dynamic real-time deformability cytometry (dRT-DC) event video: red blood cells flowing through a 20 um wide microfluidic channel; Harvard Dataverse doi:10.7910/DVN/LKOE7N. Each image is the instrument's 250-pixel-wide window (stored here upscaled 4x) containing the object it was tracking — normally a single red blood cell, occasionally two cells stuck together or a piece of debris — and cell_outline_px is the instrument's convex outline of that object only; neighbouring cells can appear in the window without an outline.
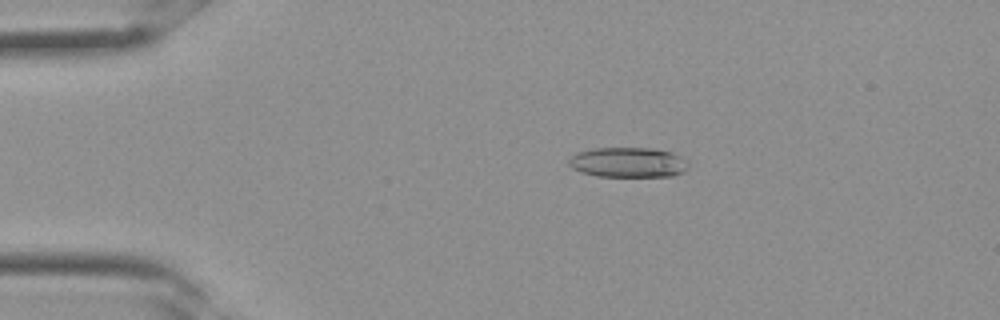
{"species": "Egyptian fruit bat (a non-hibernating species)", "species_latin": "Rousettus aegyptiacus", "temperature_condition": "room temperature", "stored_images_in_passage": 33, "camera_frame_rate_fps": 3000, "um_per_image_px": 0.085, "frame": {"image": 1, "passage_image": 7, "time_ms": 2.0, "image_size_px": [1000, 320], "cell_outline_px": [[688, 168], [684, 172], [672, 176], [596, 176], [580, 172], [572, 168], [568, 164], [568, 160], [576, 152], [592, 148], [652, 148], [672, 152], [688, 160]], "centroid_in_image_um": [53.39, 13.8], "position_along_channel_um": 31.6, "area_um2": 21.15}}
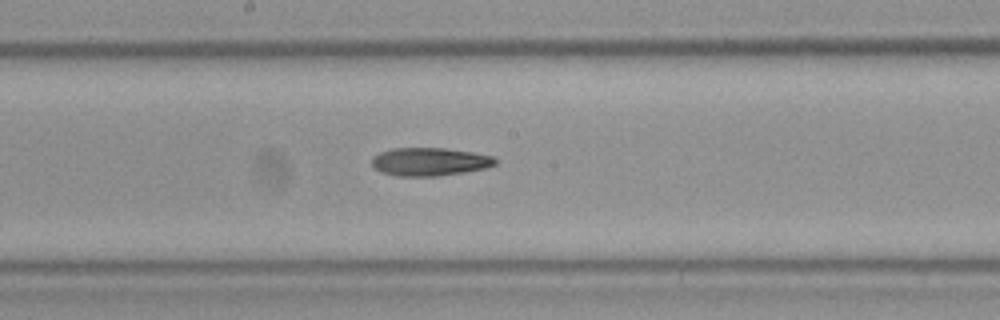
{"frame": {"image": 2, "passage_image": 18, "time_ms": 5.667, "image_size_px": [1000, 320], "cell_outline_px": [[496, 164], [488, 168], [464, 172], [436, 176], [396, 176], [380, 172], [372, 168], [372, 156], [380, 152], [392, 148], [444, 148], [472, 152], [496, 156]], "centroid_in_image_um": [36.51, 13.75], "position_along_channel_um": 211.7, "area_um2": 20.52}}
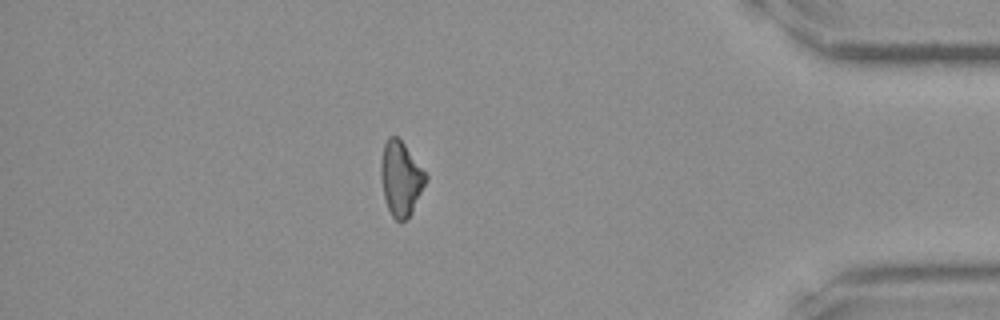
{"frame": {"image": 3, "passage_image": 29, "time_ms": 9.333, "image_size_px": [1000, 320], "cell_outline_px": [[428, 180], [412, 212], [400, 224], [392, 216], [388, 208], [384, 196], [380, 176], [380, 164], [384, 144], [388, 136], [396, 136], [404, 144], [428, 176]], "centroid_in_image_um": [34.07, 15.19], "position_along_channel_um": 401.1, "area_um2": 19.42}}